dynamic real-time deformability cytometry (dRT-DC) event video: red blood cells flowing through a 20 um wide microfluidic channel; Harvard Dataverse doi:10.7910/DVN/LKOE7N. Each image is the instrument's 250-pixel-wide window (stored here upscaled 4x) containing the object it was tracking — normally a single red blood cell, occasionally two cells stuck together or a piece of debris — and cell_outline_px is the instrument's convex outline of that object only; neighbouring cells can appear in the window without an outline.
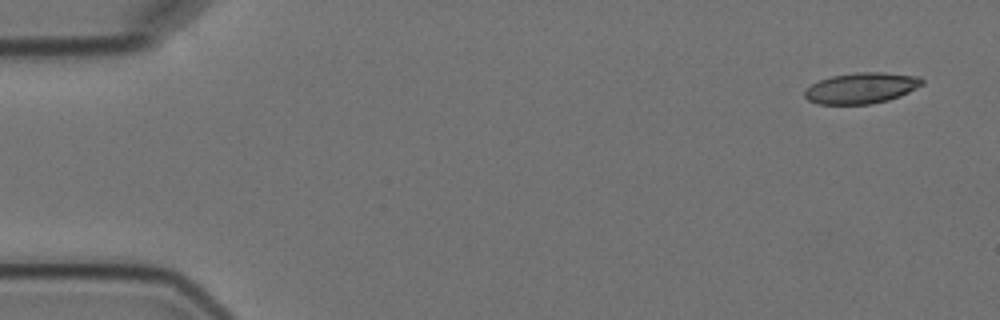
{"species": "Egyptian fruit bat (a non-hibernating species)", "species_latin": "Rousettus aegyptiacus", "temperature_condition": "cold", "stored_images_in_passage": 4, "camera_frame_rate_fps": 3000, "um_per_image_px": 0.085, "animal": {"sex": "female"}, "frame": {"image": 1, "passage_image": 1, "time_ms": 0.0, "image_size_px": [1000, 320], "cell_outline_px": [[924, 84], [900, 96], [888, 100], [872, 104], [820, 104], [808, 100], [804, 96], [804, 92], [812, 84], [820, 80], [832, 76], [856, 72], [884, 72], [920, 76], [924, 80]], "centroid_in_image_um": [73.25, 7.48], "position_along_channel_um": 11.7, "area_um2": 21.15}}
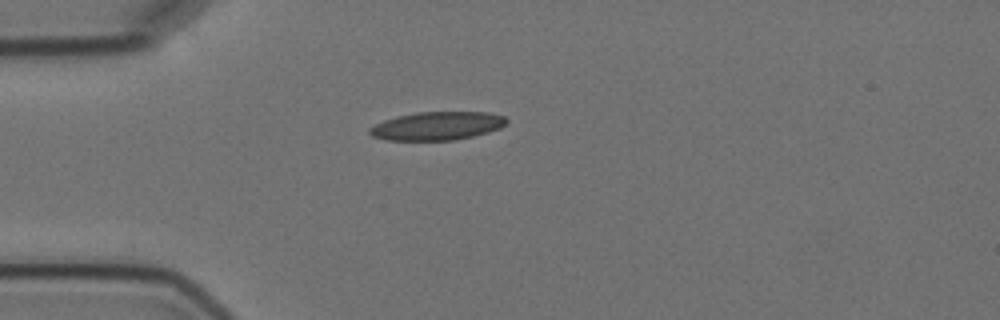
{"frame": {"image": 2, "passage_image": 4, "time_ms": 4.0, "image_size_px": [1000, 320], "cell_outline_px": [[508, 120], [500, 128], [488, 132], [456, 140], [384, 140], [372, 136], [368, 132], [368, 128], [384, 120], [396, 116], [416, 112], [488, 112], [504, 116]], "centroid_in_image_um": [37.13, 10.7], "position_along_channel_um": 47.9, "area_um2": 22.66}}